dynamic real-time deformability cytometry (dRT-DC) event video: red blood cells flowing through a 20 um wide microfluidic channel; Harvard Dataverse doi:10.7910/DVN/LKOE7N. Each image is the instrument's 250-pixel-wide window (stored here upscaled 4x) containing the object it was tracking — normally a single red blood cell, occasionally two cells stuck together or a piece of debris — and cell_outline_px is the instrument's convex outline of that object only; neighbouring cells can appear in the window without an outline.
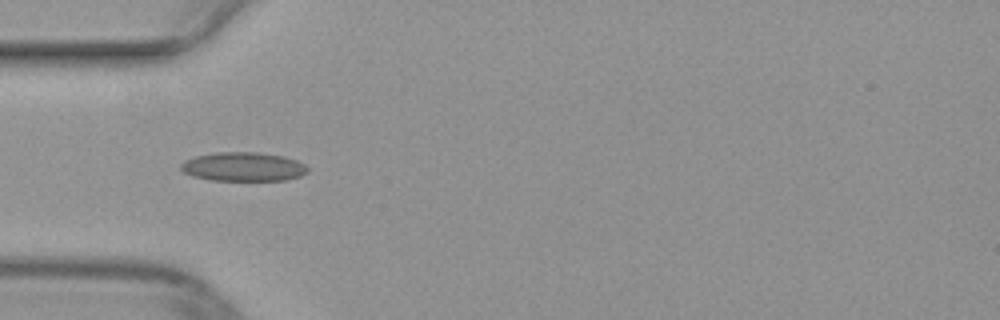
{"species": "common noctule bat (a hibernating species)", "species_latin": "Nyctalus noctula", "temperature_condition": "warm", "stored_images_in_passage": 35, "camera_frame_rate_fps": 3000, "um_per_image_px": 0.085, "animal": {"sex": "female", "body_mass_g": 29.2, "forearm_length_mm": 56.3}, "frame": {"image": 1, "passage_image": 3, "time_ms": 0.667, "image_size_px": [1000, 320], "cell_outline_px": [[308, 172], [300, 176], [284, 180], [208, 180], [192, 176], [184, 172], [180, 168], [180, 164], [184, 160], [196, 156], [216, 152], [256, 152], [284, 156], [296, 160], [304, 164], [308, 168]], "centroid_in_image_um": [20.66, 14.17], "position_along_channel_um": 64.3, "area_um2": 21.44}}
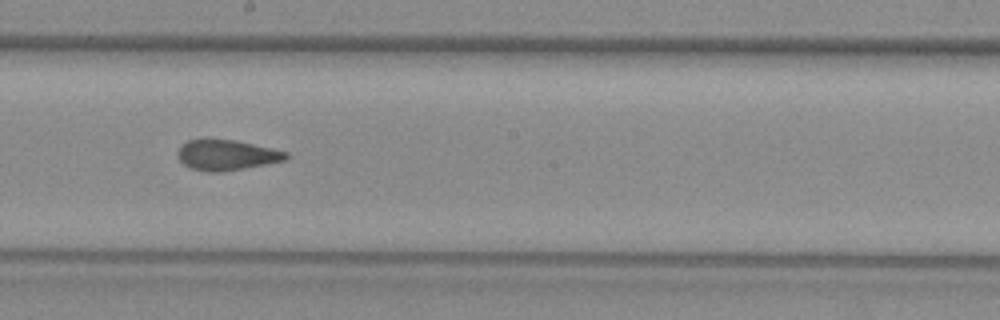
{"frame": {"image": 2, "passage_image": 15, "time_ms": 4.667, "image_size_px": [1000, 320], "cell_outline_px": [[288, 160], [244, 168], [220, 172], [208, 172], [192, 168], [184, 164], [180, 160], [180, 148], [188, 140], [204, 136], [232, 140], [272, 148], [288, 152]], "centroid_in_image_um": [19.28, 13.15], "position_along_channel_um": 228.9, "area_um2": 19.31}}
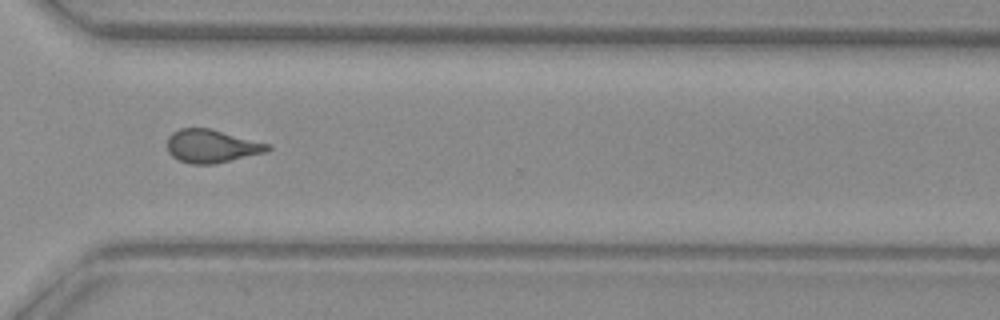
{"frame": {"image": 3, "passage_image": 24, "time_ms": 7.667, "image_size_px": [1000, 320], "cell_outline_px": [[272, 148], [264, 152], [212, 164], [192, 164], [180, 160], [172, 156], [168, 152], [168, 136], [172, 132], [180, 128], [212, 128], [268, 144]], "centroid_in_image_um": [17.94, 12.4], "position_along_channel_um": 352.7, "area_um2": 19.13}}